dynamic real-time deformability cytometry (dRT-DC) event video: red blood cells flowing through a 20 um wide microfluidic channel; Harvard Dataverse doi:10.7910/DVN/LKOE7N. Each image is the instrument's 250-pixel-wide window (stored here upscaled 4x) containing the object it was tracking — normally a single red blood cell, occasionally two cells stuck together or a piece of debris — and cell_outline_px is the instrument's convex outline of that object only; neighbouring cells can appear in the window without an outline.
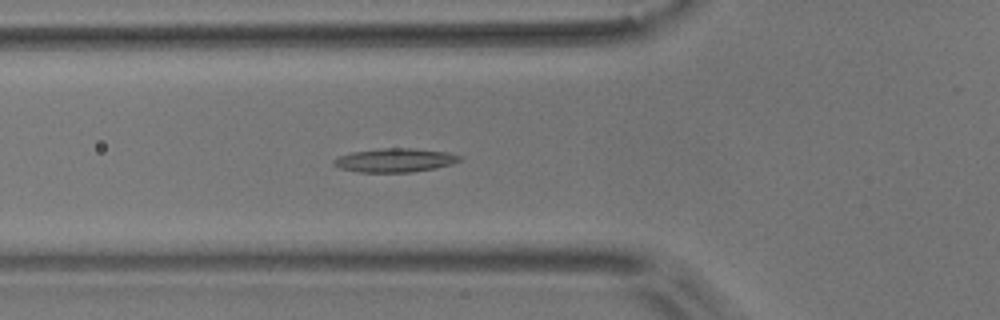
{"species": "common noctule bat (a hibernating species)", "species_latin": "Nyctalus noctula", "temperature_condition": "room temperature", "stored_images_in_passage": 56, "camera_frame_rate_fps": 3000, "um_per_image_px": 0.085, "animal": {"sex": "male", "body_mass_g": 17.9}, "frame": {"image": 1, "passage_image": 20, "time_ms": 6.333, "image_size_px": [1000, 320], "cell_outline_px": [[464, 156], [460, 160], [452, 164], [436, 168], [412, 172], [360, 172], [340, 168], [332, 164], [332, 160], [340, 156], [352, 152], [380, 148], [412, 148], [448, 152]], "centroid_in_image_um": [33.59, 13.61], "position_along_channel_um": 92.2, "area_um2": 17.51}}
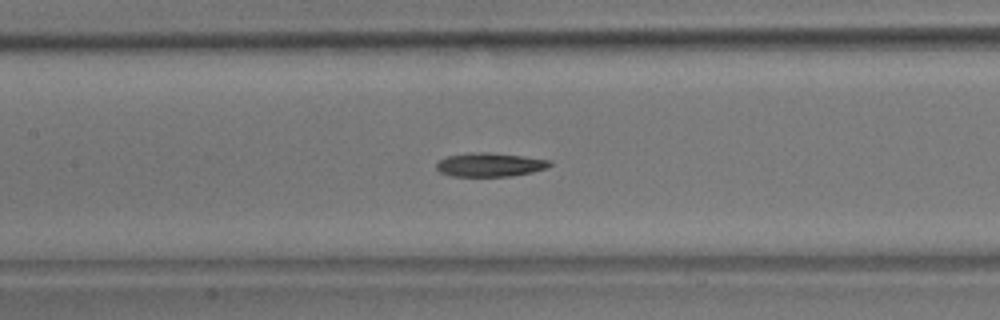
{"frame": {"image": 2, "passage_image": 26, "time_ms": 8.333, "image_size_px": [1000, 320], "cell_outline_px": [[552, 164], [548, 168], [532, 172], [512, 176], [452, 176], [440, 172], [436, 168], [436, 164], [440, 160], [448, 156], [468, 152], [488, 152], [524, 156], [552, 160]], "centroid_in_image_um": [41.67, 13.99], "position_along_channel_um": 165.7, "area_um2": 15.84}}
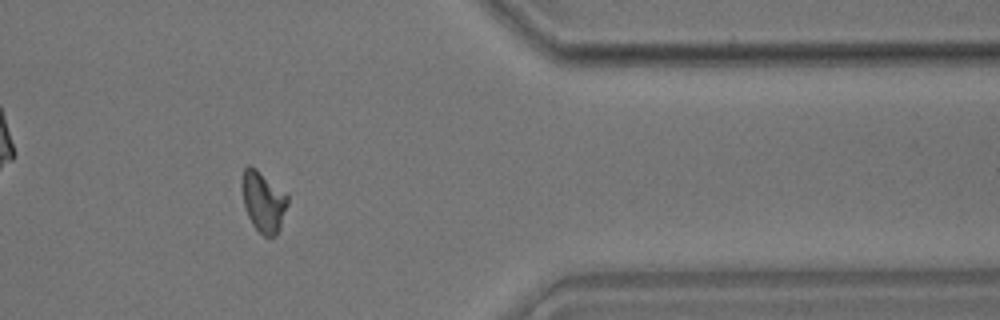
{"frame": {"image": 3, "passage_image": 46, "time_ms": 15.0, "image_size_px": [1000, 320], "cell_outline_px": [[288, 204], [280, 228], [276, 236], [264, 236], [252, 224], [244, 208], [240, 184], [244, 168], [248, 164], [256, 168], [284, 192], [288, 196]], "centroid_in_image_um": [22.35, 17.12], "position_along_channel_um": 389.0, "area_um2": 16.24}, "authors_computed_cell_mechanics": {"area_um2": 16.2129, "velocity_mm_per_s": 3.6377, "shape_relaxation_time_tau1_ms": null, "shape_relaxation_time_tau2_ms": 5.2916, "deformation_change_tau1": null, "deformation_change_tau2": 0.1273}}